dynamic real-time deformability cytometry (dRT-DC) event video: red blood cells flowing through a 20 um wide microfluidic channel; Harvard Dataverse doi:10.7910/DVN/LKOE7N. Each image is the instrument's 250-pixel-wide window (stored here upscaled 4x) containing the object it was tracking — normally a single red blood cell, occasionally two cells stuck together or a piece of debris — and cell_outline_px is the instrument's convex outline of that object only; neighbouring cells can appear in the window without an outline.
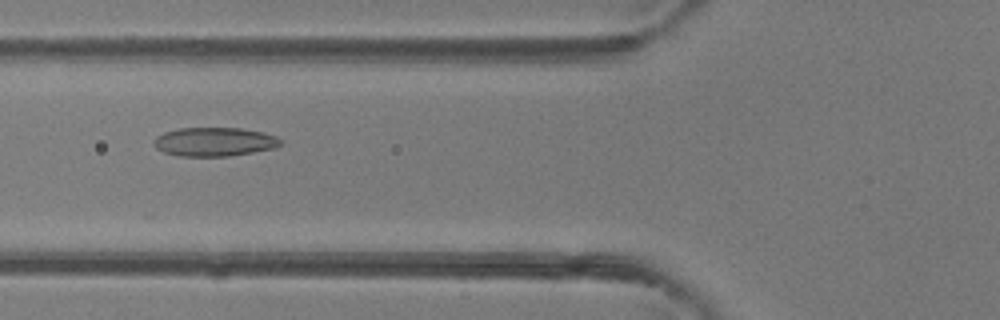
{"species": "common noctule bat (a hibernating species)", "species_latin": "Nyctalus noctula", "temperature_condition": "room temperature", "stored_images_in_passage": 5, "camera_frame_rate_fps": 3000, "um_per_image_px": 0.085, "animal": {"sex": "female"}, "frame": {"image": 1, "passage_image": 5, "time_ms": 4.667, "image_size_px": [1000, 320], "cell_outline_px": [[284, 140], [280, 144], [272, 148], [252, 152], [228, 156], [180, 156], [164, 152], [156, 148], [152, 140], [156, 136], [164, 132], [180, 128], [240, 128], [264, 132], [276, 136]], "centroid_in_image_um": [18.21, 12.04], "position_along_channel_um": 107.6, "area_um2": 21.27}}